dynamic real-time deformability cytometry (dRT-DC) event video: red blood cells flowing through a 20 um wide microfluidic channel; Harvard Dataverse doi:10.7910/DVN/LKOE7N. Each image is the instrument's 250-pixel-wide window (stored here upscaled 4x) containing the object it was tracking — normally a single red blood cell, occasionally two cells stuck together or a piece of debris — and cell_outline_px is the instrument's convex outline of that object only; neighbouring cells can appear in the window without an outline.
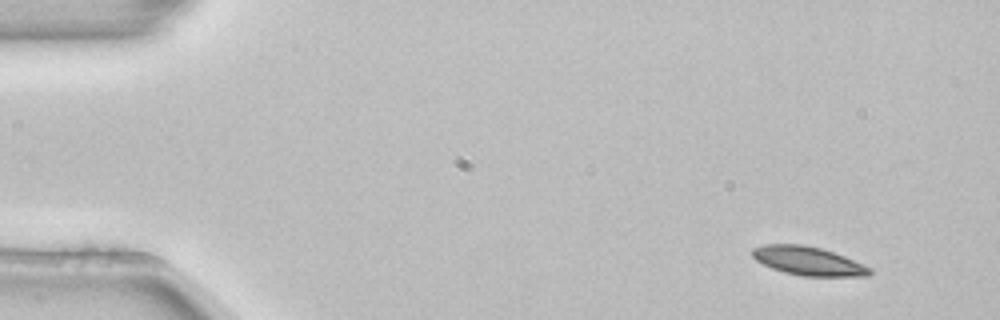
{"species": "common noctule bat (a hibernating species)", "species_latin": "Nyctalus noctula", "temperature_condition": "room temperature", "stored_images_in_passage": 3, "camera_frame_rate_fps": 3000, "um_per_image_px": 0.085, "animal": {"sex": "female", "body_mass_g": 22.7, "forearm_length_mm": 54.2}, "frame": {"image": 1, "passage_image": 1, "time_ms": 0.0, "image_size_px": [1000, 320], "cell_outline_px": [[872, 272], [868, 276], [800, 276], [784, 272], [772, 268], [756, 260], [752, 256], [752, 248], [764, 244], [804, 244], [820, 248], [844, 256], [872, 268]], "centroid_in_image_um": [68.69, 22.18], "position_along_channel_um": 16.3, "area_um2": 19.59}}